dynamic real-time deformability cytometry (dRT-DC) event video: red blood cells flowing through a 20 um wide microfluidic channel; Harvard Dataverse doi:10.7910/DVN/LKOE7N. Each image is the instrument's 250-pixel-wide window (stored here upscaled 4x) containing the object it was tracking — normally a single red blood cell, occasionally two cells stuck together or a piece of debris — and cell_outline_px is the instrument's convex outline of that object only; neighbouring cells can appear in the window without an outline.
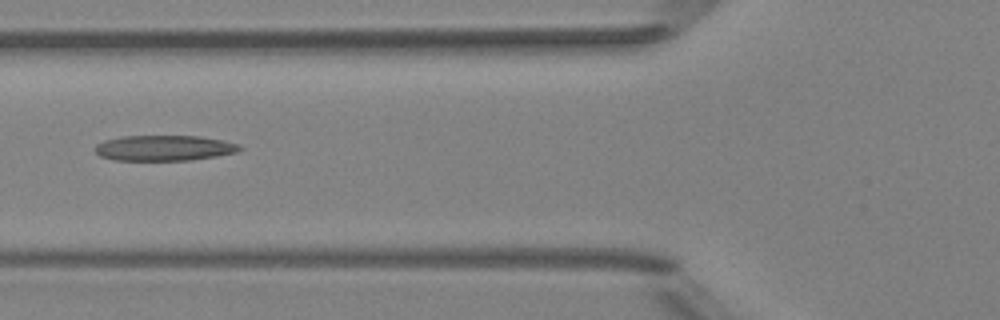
{"species": "Egyptian fruit bat (a non-hibernating species)", "species_latin": "Rousettus aegyptiacus", "temperature_condition": "room temperature", "stored_images_in_passage": 5, "camera_frame_rate_fps": 3000, "um_per_image_px": 0.085, "animal": {"sex": "female"}, "frame": {"image": 1, "passage_image": 5, "time_ms": 1.333, "image_size_px": [1000, 320], "cell_outline_px": [[244, 148], [236, 152], [216, 156], [192, 160], [116, 160], [100, 156], [96, 152], [96, 144], [104, 140], [120, 136], [200, 136], [240, 144]], "centroid_in_image_um": [13.96, 12.58], "position_along_channel_um": 111.8, "area_um2": 21.44}}